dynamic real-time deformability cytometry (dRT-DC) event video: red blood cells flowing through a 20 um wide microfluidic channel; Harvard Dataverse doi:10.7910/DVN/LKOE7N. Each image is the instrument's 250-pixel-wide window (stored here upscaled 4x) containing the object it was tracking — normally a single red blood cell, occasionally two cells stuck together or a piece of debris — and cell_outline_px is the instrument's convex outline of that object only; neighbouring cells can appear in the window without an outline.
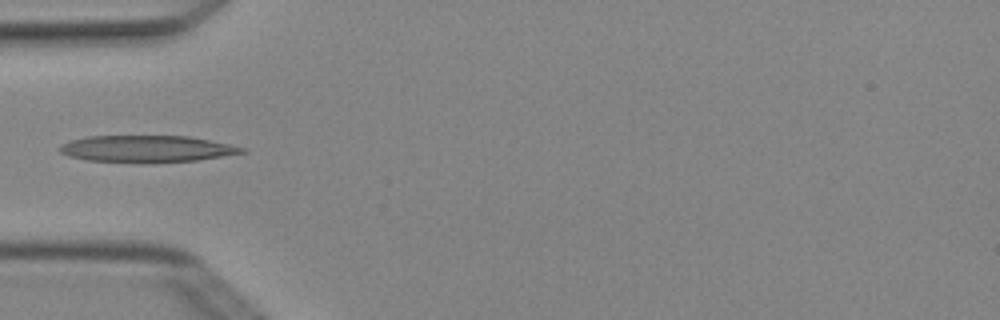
{"species": "Egyptian fruit bat (a non-hibernating species)", "species_latin": "Rousettus aegyptiacus", "temperature_condition": "cold", "stored_images_in_passage": 5, "camera_frame_rate_fps": 3000, "um_per_image_px": 0.085, "animal": {"sex": "female"}, "frame": {"image": 1, "passage_image": 4, "time_ms": 1.0, "image_size_px": [1000, 320], "cell_outline_px": [[248, 152], [196, 160], [152, 164], [144, 164], [88, 160], [68, 156], [60, 152], [56, 148], [60, 144], [72, 140], [88, 136], [188, 136], [248, 148]], "centroid_in_image_um": [12.45, 12.67], "position_along_channel_um": 72.5, "area_um2": 28.9}}
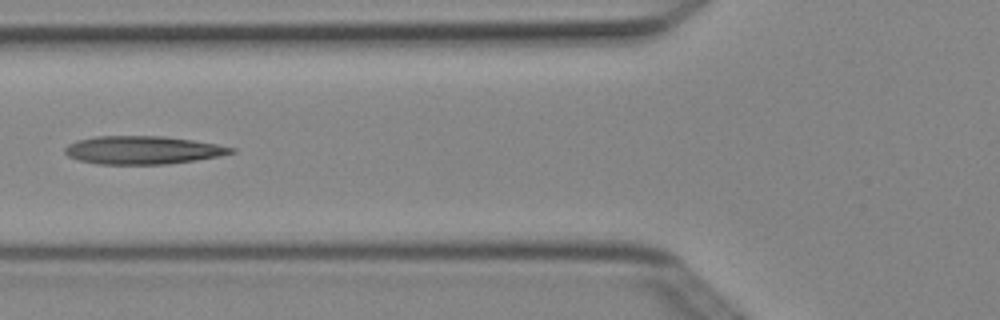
{"frame": {"image": 2, "passage_image": 5, "time_ms": 1.333, "image_size_px": [1000, 320], "cell_outline_px": [[236, 152], [220, 156], [196, 160], [168, 164], [96, 164], [76, 160], [68, 156], [64, 152], [64, 148], [68, 144], [76, 140], [96, 136], [164, 136], [192, 140], [216, 144], [236, 148]], "centroid_in_image_um": [12.11, 12.76], "position_along_channel_um": 113.7, "area_um2": 27.46}}